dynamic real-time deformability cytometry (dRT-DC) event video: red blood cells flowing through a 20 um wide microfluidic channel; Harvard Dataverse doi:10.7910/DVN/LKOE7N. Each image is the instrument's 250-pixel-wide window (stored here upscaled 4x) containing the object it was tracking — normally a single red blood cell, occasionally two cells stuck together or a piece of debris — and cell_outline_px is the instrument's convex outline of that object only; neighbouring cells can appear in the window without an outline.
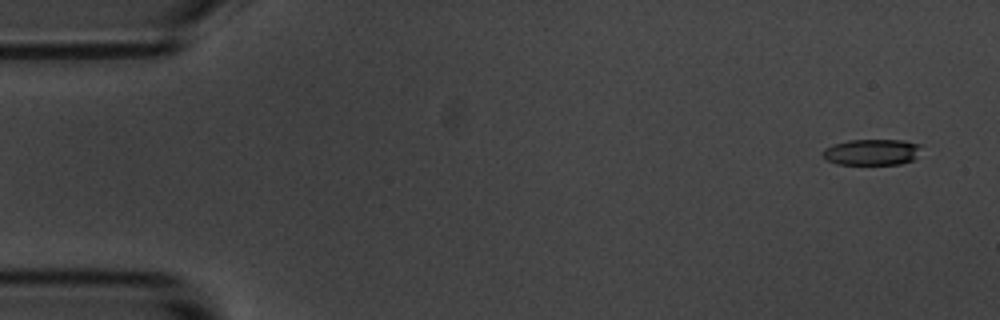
{"species": "common noctule bat (a hibernating species)", "species_latin": "Nyctalus noctula", "temperature_condition": "room temperature", "stored_images_in_passage": 4, "camera_frame_rate_fps": 3000, "um_per_image_px": 0.085, "animal": {"sex": "male", "body_mass_g": 20.1, "forearm_length_mm": 53.5}, "frame": {"image": 1, "passage_image": 1, "time_ms": 0.0, "image_size_px": [1000, 320], "cell_outline_px": [[920, 144], [912, 160], [900, 164], [836, 164], [828, 160], [820, 152], [824, 148], [832, 144], [848, 140], [904, 140]], "centroid_in_image_um": [74.02, 12.92], "position_along_channel_um": 11.0, "area_um2": 14.8}}
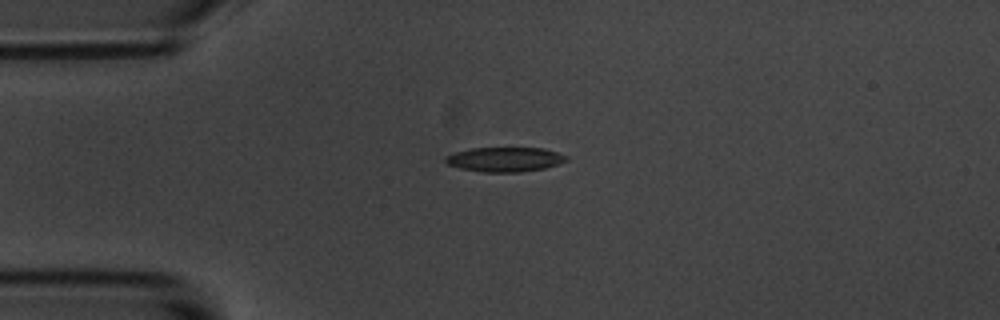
{"frame": {"image": 2, "passage_image": 4, "time_ms": 3.667, "image_size_px": [1000, 320], "cell_outline_px": [[568, 160], [544, 168], [520, 172], [484, 172], [460, 168], [448, 164], [444, 160], [444, 156], [456, 152], [472, 148], [544, 148], [568, 156]], "centroid_in_image_um": [42.9, 13.55], "position_along_channel_um": 42.1, "area_um2": 17.17}}